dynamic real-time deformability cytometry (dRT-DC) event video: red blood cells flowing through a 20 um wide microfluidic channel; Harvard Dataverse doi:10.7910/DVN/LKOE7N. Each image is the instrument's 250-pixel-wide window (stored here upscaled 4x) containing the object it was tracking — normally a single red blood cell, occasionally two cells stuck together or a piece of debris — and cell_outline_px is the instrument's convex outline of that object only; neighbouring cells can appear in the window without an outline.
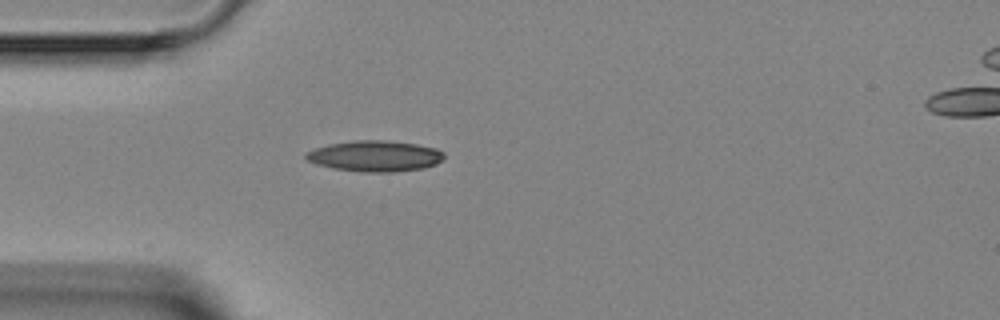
{"species": "Egyptian fruit bat (a non-hibernating species)", "species_latin": "Rousettus aegyptiacus", "temperature_condition": "room temperature", "stored_images_in_passage": 1, "camera_frame_rate_fps": 3000, "um_per_image_px": 0.085, "animal": {"sex": "female"}, "frame": {"image": 1, "passage_image": 1, "time_ms": 0.0, "image_size_px": [1000, 320], "cell_outline_px": [[444, 160], [436, 164], [424, 168], [392, 172], [360, 172], [332, 168], [316, 164], [308, 160], [304, 156], [304, 152], [328, 144], [352, 140], [384, 140], [416, 144], [436, 148], [444, 152]], "centroid_in_image_um": [31.87, 13.26], "position_along_channel_um": 53.1, "area_um2": 25.09}}